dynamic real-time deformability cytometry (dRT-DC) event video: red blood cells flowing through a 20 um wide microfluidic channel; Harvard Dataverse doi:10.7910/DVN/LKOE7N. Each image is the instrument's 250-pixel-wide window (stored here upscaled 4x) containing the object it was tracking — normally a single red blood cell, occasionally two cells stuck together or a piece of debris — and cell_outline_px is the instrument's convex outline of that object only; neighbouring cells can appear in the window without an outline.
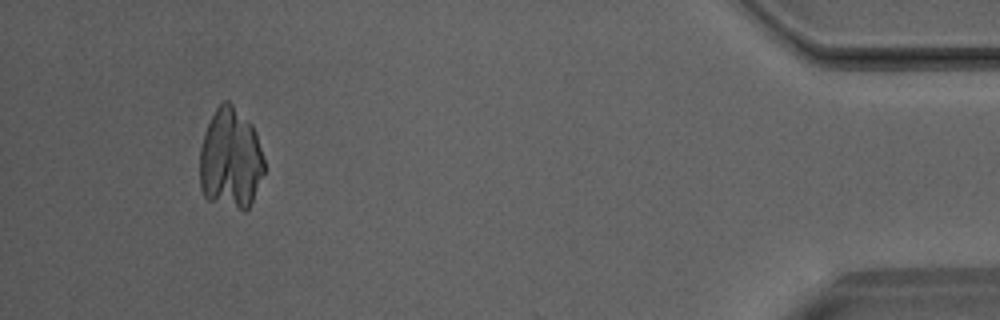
{"species": "Egyptian fruit bat (a non-hibernating species)", "species_latin": "Rousettus aegyptiacus", "temperature_condition": "room temperature", "stored_images_in_passage": 45, "camera_frame_rate_fps": 3000, "um_per_image_px": 0.085, "animal": {"sex": "male"}, "frame": {"image": 1, "passage_image": 42, "time_ms": 13.667, "image_size_px": [1000, 320], "cell_outline_px": [[264, 172], [252, 200], [248, 208], [244, 212], [208, 200], [204, 196], [200, 188], [200, 148], [204, 132], [216, 108], [224, 100], [228, 100], [252, 124], [256, 132], [264, 160]], "centroid_in_image_um": [19.59, 13.52], "position_along_channel_um": 415.6, "area_um2": 38.03}}